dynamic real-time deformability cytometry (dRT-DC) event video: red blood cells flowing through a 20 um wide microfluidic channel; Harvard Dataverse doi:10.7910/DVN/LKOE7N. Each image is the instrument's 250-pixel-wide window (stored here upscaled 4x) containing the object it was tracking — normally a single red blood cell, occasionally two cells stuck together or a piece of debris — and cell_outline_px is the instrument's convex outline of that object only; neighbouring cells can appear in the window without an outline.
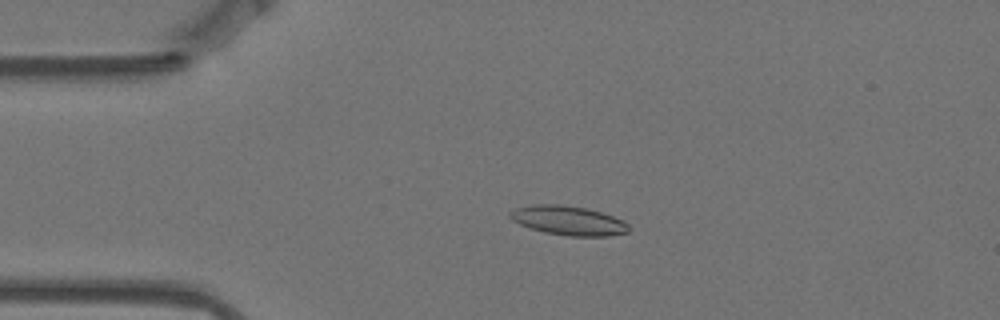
{"species": "Egyptian fruit bat (a non-hibernating species)", "species_latin": "Rousettus aegyptiacus", "temperature_condition": "warm", "stored_images_in_passage": 57, "camera_frame_rate_fps": 3000, "um_per_image_px": 0.085, "animal": {"sex": "female"}, "frame": {"image": 1, "passage_image": 12, "time_ms": 3.667, "image_size_px": [1000, 320], "cell_outline_px": [[632, 228], [628, 232], [608, 236], [568, 236], [544, 232], [528, 228], [512, 220], [508, 216], [508, 212], [516, 208], [532, 204], [560, 204], [588, 208], [624, 220]], "centroid_in_image_um": [48.3, 18.74], "position_along_channel_um": 36.7, "area_um2": 20.52}}
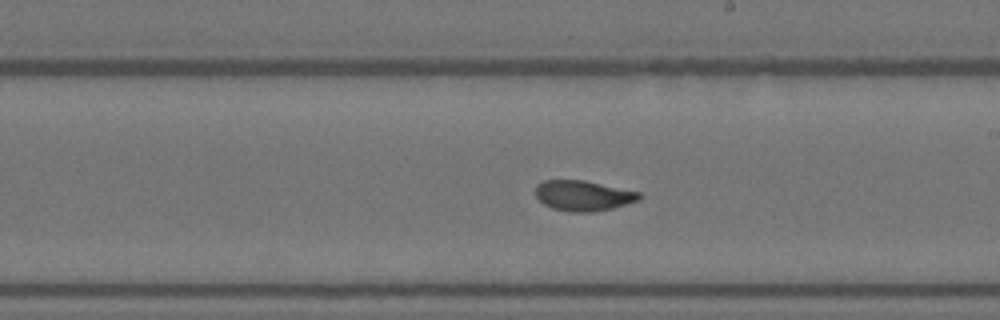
{"frame": {"image": 2, "passage_image": 32, "time_ms": 10.333, "image_size_px": [1000, 320], "cell_outline_px": [[644, 196], [640, 200], [612, 208], [592, 212], [568, 212], [552, 208], [544, 204], [536, 196], [536, 184], [544, 180], [584, 180], [640, 192]], "centroid_in_image_um": [49.59, 16.63], "position_along_channel_um": 239.4, "area_um2": 18.44}}
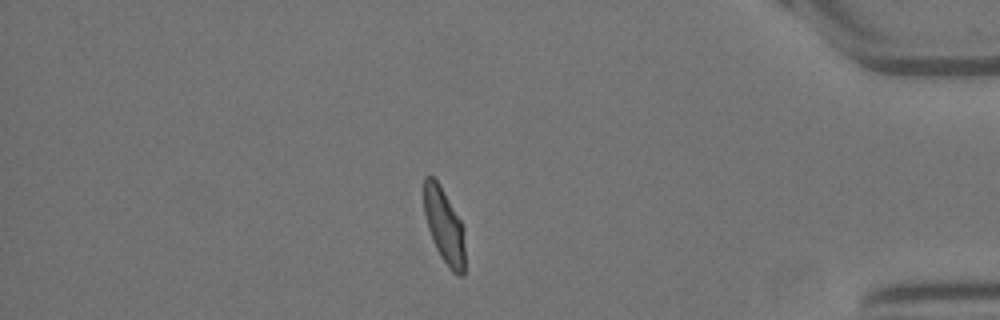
{"frame": {"image": 3, "passage_image": 49, "time_ms": 16.0, "image_size_px": [1000, 320], "cell_outline_px": [[464, 276], [456, 276], [448, 268], [440, 256], [432, 240], [428, 228], [424, 212], [424, 176], [432, 176], [440, 184], [460, 220], [464, 228]], "centroid_in_image_um": [37.76, 19.23], "position_along_channel_um": 397.4, "area_um2": 18.03}, "authors_computed_cell_mechanics": {"area_um2": 19.0162, "velocity_mm_per_s": 3.4759, "shape_relaxation_time_tau1_ms": 9.6912, "shape_relaxation_time_tau2_ms": 1.3393, "deformation_change_tau1": 0.2179, "deformation_change_tau2": 0.0594}}